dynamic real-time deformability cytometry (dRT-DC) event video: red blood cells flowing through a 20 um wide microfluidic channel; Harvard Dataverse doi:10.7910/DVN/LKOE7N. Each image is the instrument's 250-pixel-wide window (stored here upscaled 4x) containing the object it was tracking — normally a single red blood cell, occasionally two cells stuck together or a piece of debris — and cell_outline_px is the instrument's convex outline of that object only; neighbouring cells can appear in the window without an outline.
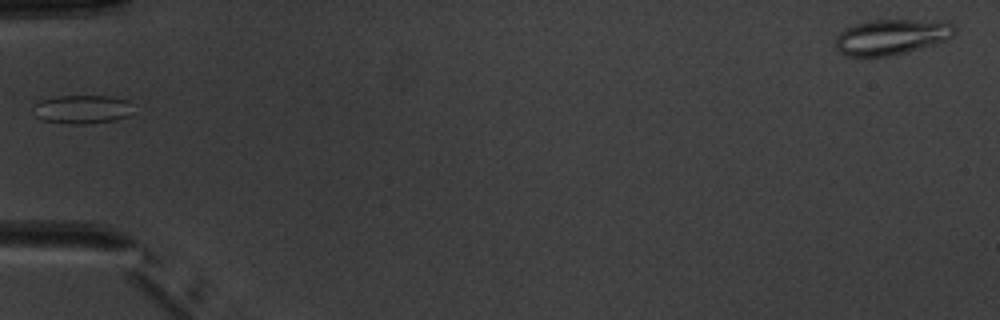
{"species": "common noctule bat (a hibernating species)", "species_latin": "Nyctalus noctula", "temperature_condition": "warm", "stored_images_in_passage": 2, "camera_frame_rate_fps": 3000, "um_per_image_px": 0.085, "animal": {"sex": "male", "body_mass_g": 20.1, "forearm_length_mm": 53.5}, "frame": {"image": 1, "passage_image": 2, "time_ms": 1.333, "image_size_px": [1000, 320], "cell_outline_px": [[128, 116], [116, 120], [84, 124], [64, 124], [44, 120], [36, 116], [32, 108], [40, 100], [56, 96], [108, 96], [128, 100]], "centroid_in_image_um": [6.91, 9.3], "position_along_channel_um": 78.1, "area_um2": 16.47}}